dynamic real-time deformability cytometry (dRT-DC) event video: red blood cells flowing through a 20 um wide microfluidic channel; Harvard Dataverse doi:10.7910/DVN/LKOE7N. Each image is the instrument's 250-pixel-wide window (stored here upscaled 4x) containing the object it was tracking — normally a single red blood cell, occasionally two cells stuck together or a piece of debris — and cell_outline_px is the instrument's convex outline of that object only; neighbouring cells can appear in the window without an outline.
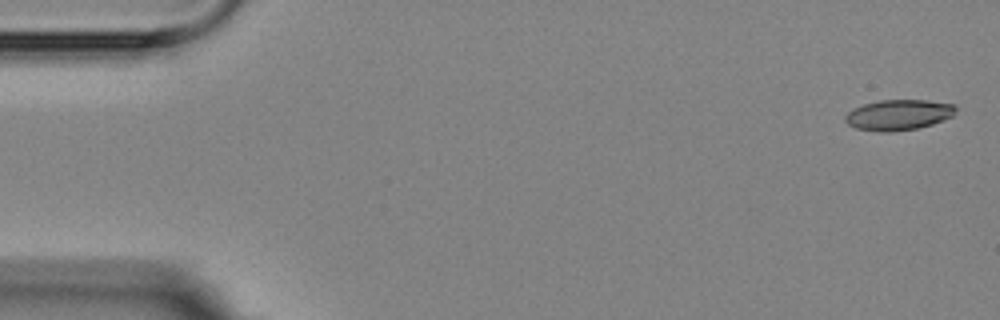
{"species": "Egyptian fruit bat (a non-hibernating species)", "species_latin": "Rousettus aegyptiacus", "temperature_condition": "room temperature", "stored_images_in_passage": 5, "camera_frame_rate_fps": 3000, "um_per_image_px": 0.085, "animal": {"sex": "female"}, "frame": {"image": 1, "passage_image": 1, "time_ms": 0.0, "image_size_px": [1000, 320], "cell_outline_px": [[956, 108], [952, 116], [932, 124], [916, 128], [892, 132], [880, 132], [856, 128], [848, 124], [844, 120], [844, 116], [852, 108], [864, 104], [880, 100], [928, 100], [956, 104]], "centroid_in_image_um": [76.35, 9.76], "position_along_channel_um": 8.6, "area_um2": 19.71}}
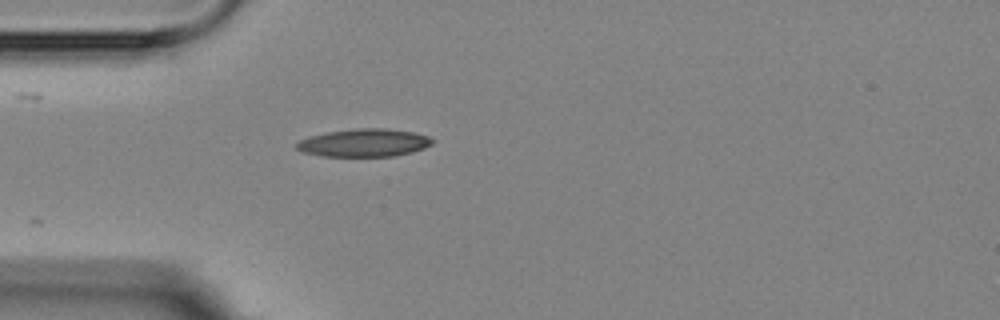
{"frame": {"image": 2, "passage_image": 5, "time_ms": 4.667, "image_size_px": [1000, 320], "cell_outline_px": [[436, 140], [432, 144], [424, 148], [412, 152], [392, 156], [320, 156], [304, 152], [296, 148], [296, 144], [300, 140], [308, 136], [328, 132], [356, 128], [388, 128], [412, 132], [428, 136]], "centroid_in_image_um": [30.96, 12.13], "position_along_channel_um": 54.0, "area_um2": 22.08}}